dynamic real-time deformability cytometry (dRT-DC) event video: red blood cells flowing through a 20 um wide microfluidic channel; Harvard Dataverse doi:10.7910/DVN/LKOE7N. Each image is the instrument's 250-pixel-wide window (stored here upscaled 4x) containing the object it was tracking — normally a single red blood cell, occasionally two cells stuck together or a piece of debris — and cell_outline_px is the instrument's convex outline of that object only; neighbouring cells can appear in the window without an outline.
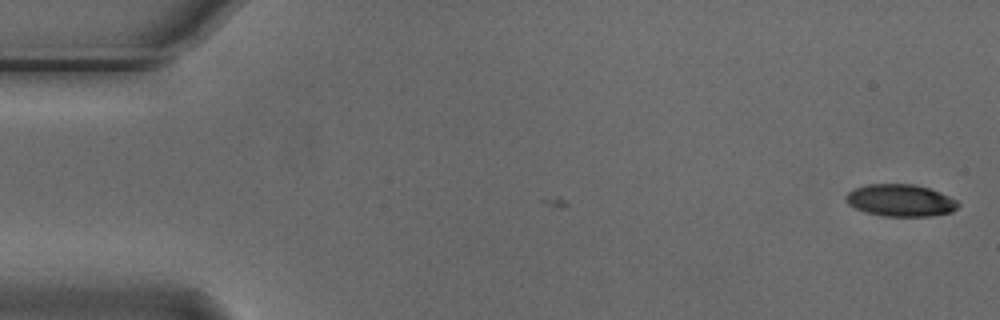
{"species": "Egyptian fruit bat (a non-hibernating species)", "species_latin": "Rousettus aegyptiacus", "temperature_condition": "cold", "stored_images_in_passage": 4, "camera_frame_rate_fps": 3000, "um_per_image_px": 0.085, "animal": {"sex": "male"}, "frame": {"image": 1, "passage_image": 4, "time_ms": 1.0, "image_size_px": [1000, 320], "cell_outline_px": [[960, 204], [952, 212], [928, 216], [884, 216], [868, 212], [856, 208], [848, 204], [844, 200], [844, 196], [848, 192], [856, 188], [868, 184], [912, 184], [928, 188], [940, 192], [956, 200]], "centroid_in_image_um": [76.53, 17.03], "position_along_channel_um": 8.5, "area_um2": 20.81}}